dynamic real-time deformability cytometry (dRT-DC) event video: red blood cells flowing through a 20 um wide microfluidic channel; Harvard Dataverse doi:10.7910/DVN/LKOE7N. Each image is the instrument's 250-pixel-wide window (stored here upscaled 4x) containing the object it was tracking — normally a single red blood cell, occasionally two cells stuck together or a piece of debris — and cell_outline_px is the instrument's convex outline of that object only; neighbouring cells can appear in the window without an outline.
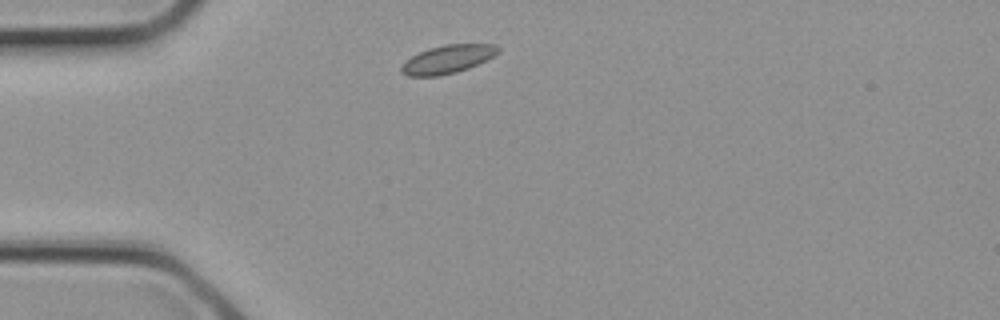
{"species": "common noctule bat (a hibernating species)", "species_latin": "Nyctalus noctula", "temperature_condition": "cold", "stored_images_in_passage": 1, "camera_frame_rate_fps": 3000, "um_per_image_px": 0.085, "animal": {"sex": "female", "body_mass_g": 21.9}, "frame": {"image": 1, "passage_image": 1, "time_ms": 0.0, "image_size_px": [1000, 320], "cell_outline_px": [[500, 52], [468, 68], [456, 72], [440, 76], [408, 76], [400, 72], [400, 68], [412, 56], [428, 48], [444, 44], [496, 44], [500, 48]], "centroid_in_image_um": [38.05, 5.03], "position_along_channel_um": 47.0, "area_um2": 15.78}}